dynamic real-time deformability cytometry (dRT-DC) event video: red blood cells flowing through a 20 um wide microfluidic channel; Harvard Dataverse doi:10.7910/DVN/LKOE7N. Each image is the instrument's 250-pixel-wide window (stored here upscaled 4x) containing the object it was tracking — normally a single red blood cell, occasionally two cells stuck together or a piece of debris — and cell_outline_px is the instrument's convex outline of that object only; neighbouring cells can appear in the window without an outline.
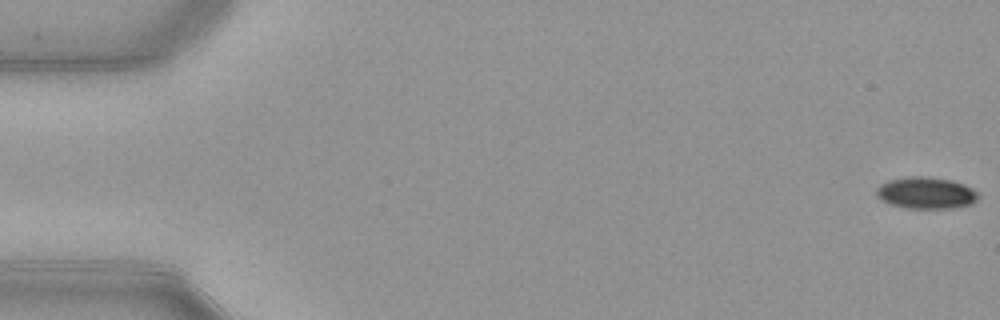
{"species": "common noctule bat (a hibernating species)", "species_latin": "Nyctalus noctula", "temperature_condition": "warm", "stored_images_in_passage": 52, "camera_frame_rate_fps": 3000, "um_per_image_px": 0.085, "animal": {"sex": "female", "body_mass_g": 21.9}, "frame": {"image": 1, "passage_image": 1, "time_ms": 0.0, "image_size_px": [1000, 320], "cell_outline_px": [[980, 196], [972, 204], [952, 208], [904, 208], [888, 204], [880, 200], [876, 196], [876, 188], [880, 184], [888, 180], [912, 176], [924, 176], [952, 180], [964, 184], [972, 188]], "centroid_in_image_um": [78.68, 16.4], "position_along_channel_um": 6.3, "area_um2": 19.02}}
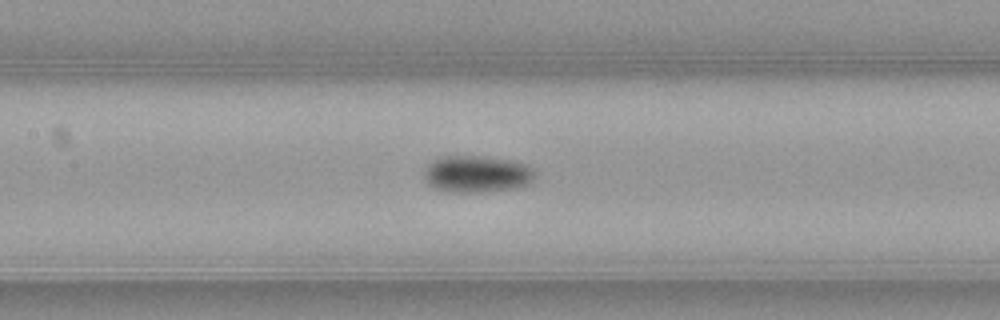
{"frame": {"image": 2, "passage_image": 25, "time_ms": 8.0, "image_size_px": [1000, 320], "cell_outline_px": [[536, 176], [528, 184], [516, 188], [480, 192], [452, 192], [436, 188], [428, 184], [424, 176], [424, 172], [428, 164], [440, 156], [480, 156], [508, 160], [524, 164], [536, 168]], "centroid_in_image_um": [40.56, 14.79], "position_along_channel_um": 166.8, "area_um2": 23.81}}
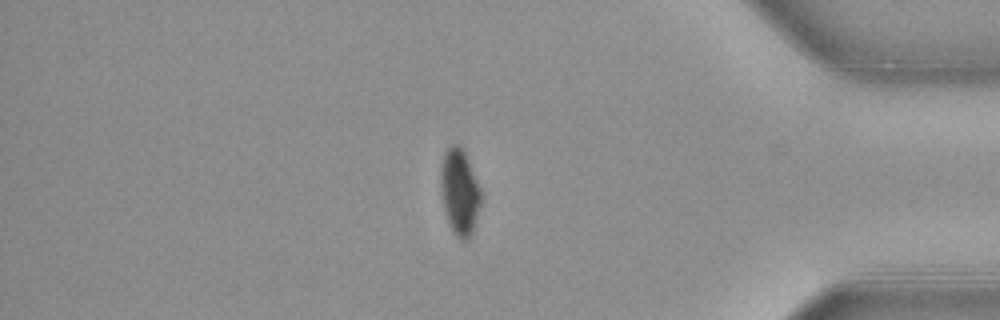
{"frame": {"image": 3, "passage_image": 45, "time_ms": 14.667, "image_size_px": [1000, 320], "cell_outline_px": [[480, 204], [472, 232], [464, 240], [460, 240], [456, 236], [448, 220], [444, 208], [440, 184], [440, 168], [444, 152], [448, 144], [460, 144], [468, 160], [480, 188]], "centroid_in_image_um": [39.04, 16.24], "position_along_channel_um": 396.2, "area_um2": 19.83}, "authors_computed_cell_mechanics": {"area_um2": 20.808, "velocity_mm_per_s": 3.9331, "shape_relaxation_time_tau1_ms": 2.8274, "shape_relaxation_time_tau2_ms": null, "deformation_change_tau1": 0.1111, "deformation_change_tau2": null}}